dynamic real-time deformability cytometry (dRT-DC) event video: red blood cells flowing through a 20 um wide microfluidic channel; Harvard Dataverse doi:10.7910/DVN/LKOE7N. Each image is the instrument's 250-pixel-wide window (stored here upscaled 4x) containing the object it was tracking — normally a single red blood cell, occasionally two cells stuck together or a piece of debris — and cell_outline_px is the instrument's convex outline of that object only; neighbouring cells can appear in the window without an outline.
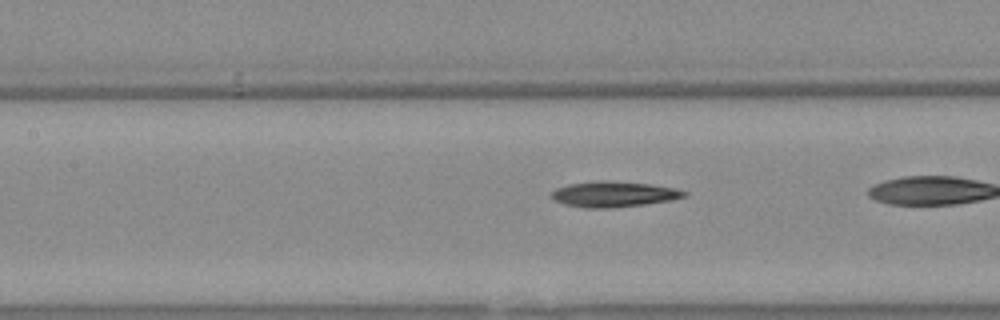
{"species": "Egyptian fruit bat (a non-hibernating species)", "species_latin": "Rousettus aegyptiacus", "temperature_condition": "warm", "stored_images_in_passage": 29, "camera_frame_rate_fps": 3000, "um_per_image_px": 0.085, "animal": {"sex": "female"}, "frame": {"image": 1, "passage_image": 13, "time_ms": 4.0, "image_size_px": [1000, 320], "cell_outline_px": [[688, 192], [684, 196], [668, 200], [644, 204], [612, 208], [584, 208], [564, 204], [556, 200], [552, 196], [552, 192], [556, 188], [572, 184], [604, 180], [652, 184], [676, 188]], "centroid_in_image_um": [52.18, 16.51], "position_along_channel_um": 155.2, "area_um2": 19.48}}